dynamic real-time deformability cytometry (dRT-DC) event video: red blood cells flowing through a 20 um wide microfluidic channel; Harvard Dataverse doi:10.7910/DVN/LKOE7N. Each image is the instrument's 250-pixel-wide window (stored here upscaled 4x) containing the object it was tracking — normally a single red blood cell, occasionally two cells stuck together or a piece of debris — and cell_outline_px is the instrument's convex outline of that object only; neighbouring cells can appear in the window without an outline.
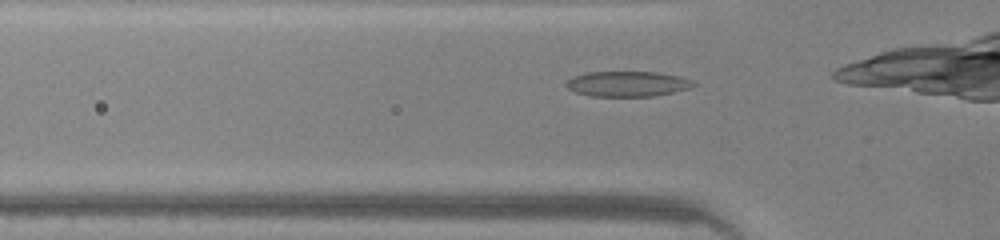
{"species": "common noctule bat (a hibernating species)", "species_latin": "Nyctalus noctula", "temperature_condition": "warm", "stored_images_in_passage": 30, "camera_frame_rate_fps": 3000, "um_per_image_px": 0.085, "animal": {"sex": "male", "body_mass_g": 20.0, "forearm_length_mm": 53.3}, "frame": {"image": 1, "passage_image": 2, "time_ms": 0.333, "image_size_px": [1000, 240], "cell_outline_px": [[696, 84], [688, 88], [672, 92], [652, 96], [592, 96], [576, 92], [568, 88], [564, 84], [572, 76], [588, 72], [656, 72], [680, 76], [692, 80]], "centroid_in_image_um": [53.31, 7.12], "position_along_channel_um": 72.5, "area_um2": 18.61}}
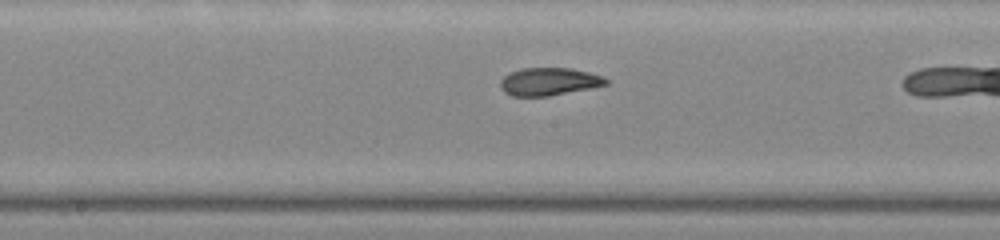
{"frame": {"image": 2, "passage_image": 11, "time_ms": 3.333, "image_size_px": [1000, 240], "cell_outline_px": [[608, 84], [548, 96], [512, 96], [504, 92], [500, 88], [500, 80], [508, 72], [520, 68], [572, 68], [604, 76], [608, 80]], "centroid_in_image_um": [46.62, 6.92], "position_along_channel_um": 201.6, "area_um2": 17.11}}
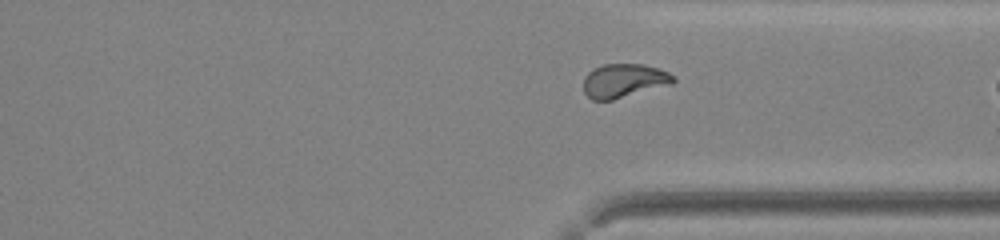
{"frame": {"image": 3, "passage_image": 22, "time_ms": 7.0, "image_size_px": [1000, 240], "cell_outline_px": [[676, 80], [672, 84], [612, 100], [592, 100], [584, 92], [584, 76], [592, 68], [604, 64], [644, 64], [660, 68], [676, 76]], "centroid_in_image_um": [53.05, 6.84], "position_along_channel_um": 358.4, "area_um2": 17.92}, "authors_computed_cell_mechanics": {"area_um2": 17.7157, "velocity_mm_per_s": 4.276, "shape_relaxation_time_tau1_ms": 6.2145, "shape_relaxation_time_tau2_ms": 1.3856, "deformation_change_tau1": 0.198, "deformation_change_tau2": 0.0675}}